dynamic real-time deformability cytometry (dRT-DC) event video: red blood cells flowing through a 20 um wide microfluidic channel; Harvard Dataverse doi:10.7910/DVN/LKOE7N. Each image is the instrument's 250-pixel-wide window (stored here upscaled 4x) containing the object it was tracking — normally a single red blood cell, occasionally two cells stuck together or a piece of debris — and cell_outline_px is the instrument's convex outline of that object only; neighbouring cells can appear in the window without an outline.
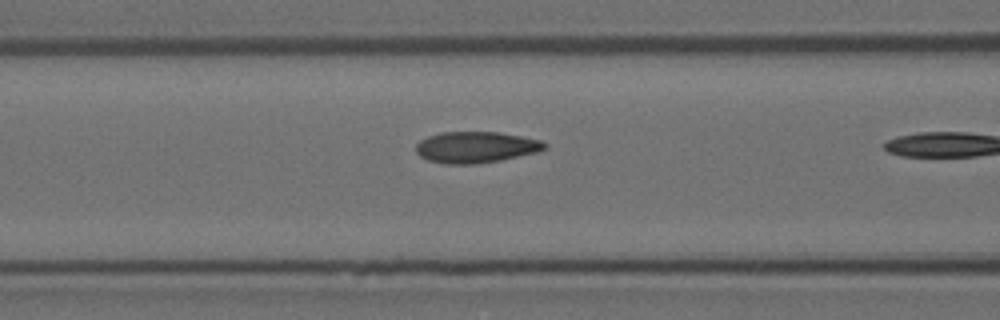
{"species": "Egyptian fruit bat (a non-hibernating species)", "species_latin": "Rousettus aegyptiacus", "temperature_condition": "room temperature", "stored_images_in_passage": 11, "camera_frame_rate_fps": 3000, "um_per_image_px": 0.085, "animal": {"sex": "female"}, "frame": {"image": 1, "passage_image": 10, "time_ms": 3.0, "image_size_px": [1000, 320], "cell_outline_px": [[548, 144], [544, 148], [536, 152], [500, 160], [476, 164], [444, 164], [428, 160], [420, 156], [416, 152], [416, 144], [420, 140], [428, 136], [440, 132], [500, 132], [540, 140]], "centroid_in_image_um": [40.41, 12.51], "position_along_channel_um": 126.2, "area_um2": 23.35}}